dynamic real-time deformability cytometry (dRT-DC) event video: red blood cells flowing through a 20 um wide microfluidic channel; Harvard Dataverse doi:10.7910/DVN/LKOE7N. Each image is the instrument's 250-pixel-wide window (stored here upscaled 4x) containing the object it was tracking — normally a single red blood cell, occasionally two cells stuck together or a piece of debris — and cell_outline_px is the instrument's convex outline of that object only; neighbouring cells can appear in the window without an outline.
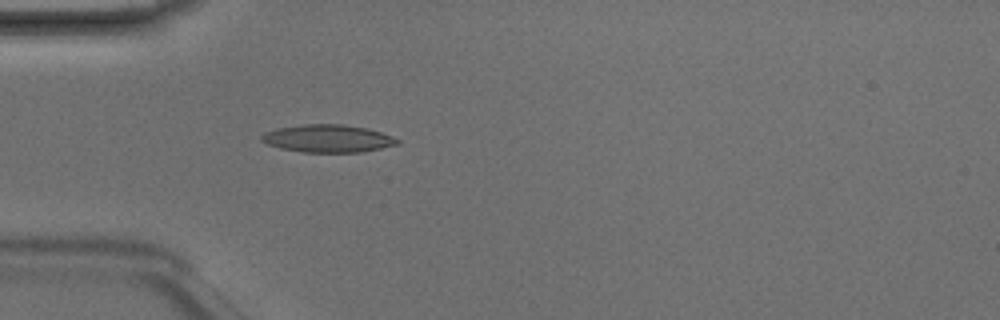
{"species": "Egyptian fruit bat (a non-hibernating species)", "species_latin": "Rousettus aegyptiacus", "temperature_condition": "room temperature", "stored_images_in_passage": 2, "camera_frame_rate_fps": 3000, "um_per_image_px": 0.085, "animal": {"sex": "male"}, "frame": {"image": 1, "passage_image": 2, "time_ms": 0.333, "image_size_px": [1000, 320], "cell_outline_px": [[400, 144], [360, 152], [304, 152], [280, 148], [268, 144], [260, 140], [260, 136], [264, 132], [276, 128], [304, 124], [344, 124], [368, 128], [392, 136], [400, 140]], "centroid_in_image_um": [27.86, 11.76], "position_along_channel_um": 57.1, "area_um2": 21.96}}